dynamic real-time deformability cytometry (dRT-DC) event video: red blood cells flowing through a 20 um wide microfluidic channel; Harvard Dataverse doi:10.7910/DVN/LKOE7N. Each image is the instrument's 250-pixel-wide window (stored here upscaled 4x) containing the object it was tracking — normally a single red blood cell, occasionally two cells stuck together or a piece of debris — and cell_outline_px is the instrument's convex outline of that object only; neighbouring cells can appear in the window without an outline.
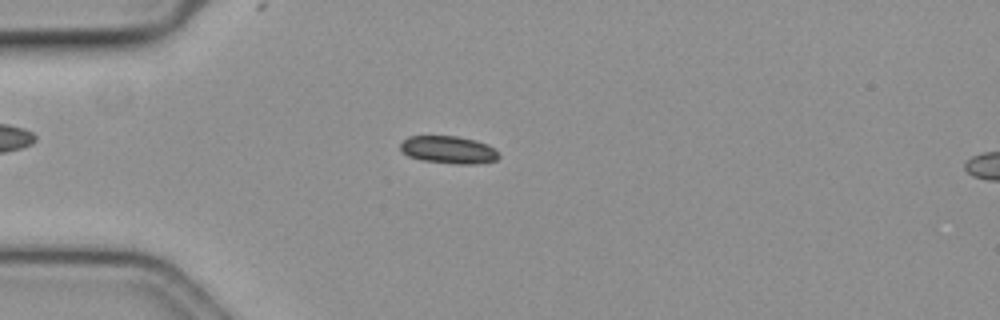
{"species": "common noctule bat (a hibernating species)", "species_latin": "Nyctalus noctula", "temperature_condition": "cold", "stored_images_in_passage": 45, "camera_frame_rate_fps": 3000, "um_per_image_px": 0.085, "animal": {"sex": "female", "body_mass_g": 19.3, "forearm_length_mm": 54.1}, "frame": {"image": 1, "passage_image": 7, "time_ms": 2.0, "image_size_px": [1000, 320], "cell_outline_px": [[500, 156], [496, 160], [472, 164], [456, 164], [424, 160], [408, 156], [400, 152], [400, 144], [408, 136], [456, 136], [476, 140], [488, 144]], "centroid_in_image_um": [38.09, 12.72], "position_along_channel_um": 46.9, "area_um2": 15.72}}
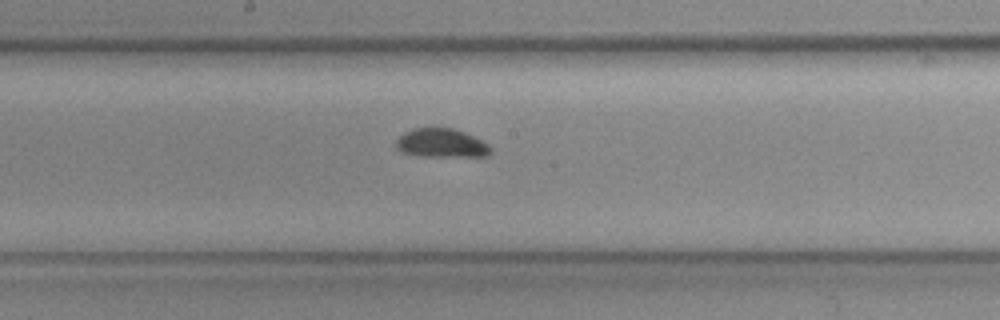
{"frame": {"image": 2, "passage_image": 23, "time_ms": 7.333, "image_size_px": [1000, 320], "cell_outline_px": [[492, 152], [488, 156], [416, 156], [404, 152], [396, 148], [396, 140], [404, 132], [412, 128], [452, 128], [464, 132], [488, 144], [492, 148]], "centroid_in_image_um": [37.51, 12.17], "position_along_channel_um": 210.7, "area_um2": 15.84}}
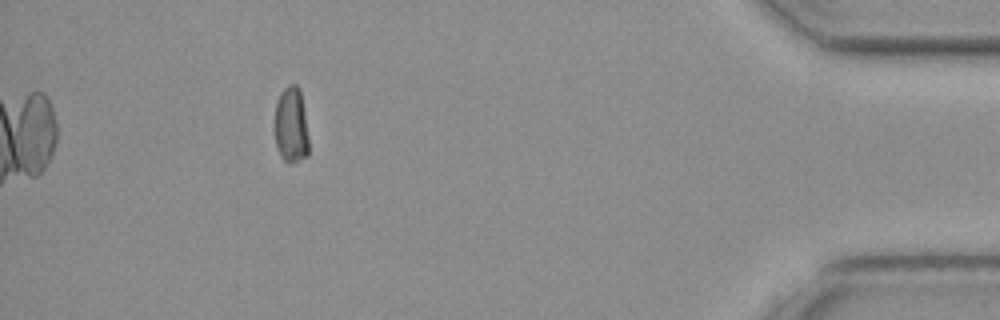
{"frame": {"image": 3, "passage_image": 45, "time_ms": 14.667, "image_size_px": [1000, 320], "cell_outline_px": [[308, 156], [292, 164], [288, 164], [280, 156], [276, 148], [276, 104], [280, 92], [288, 84], [296, 84], [300, 88], [308, 136]], "centroid_in_image_um": [24.76, 10.67], "position_along_channel_um": 410.4, "area_um2": 15.14}, "authors_computed_cell_mechanics": {"area_um2": 15.5482, "velocity_mm_per_s": 3.5257, "shape_relaxation_time_tau1_ms": 4.0488, "shape_relaxation_time_tau2_ms": 5.3743, "deformation_change_tau1": 0.0646, "deformation_change_tau2": 0.0582}}